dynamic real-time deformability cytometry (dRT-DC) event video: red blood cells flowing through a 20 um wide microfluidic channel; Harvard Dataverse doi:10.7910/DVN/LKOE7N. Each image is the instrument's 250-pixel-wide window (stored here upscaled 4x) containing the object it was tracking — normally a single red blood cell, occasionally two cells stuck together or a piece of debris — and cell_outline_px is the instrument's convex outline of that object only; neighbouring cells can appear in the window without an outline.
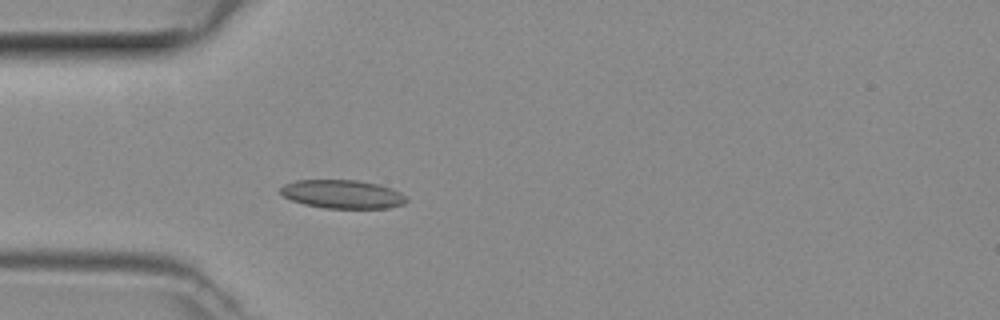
{"species": "common noctule bat (a hibernating species)", "species_latin": "Nyctalus noctula", "temperature_condition": "room temperature", "stored_images_in_passage": 43, "camera_frame_rate_fps": 3000, "um_per_image_px": 0.085, "animal": {"sex": "female", "body_mass_g": 29.2, "forearm_length_mm": 56.3}, "frame": {"image": 1, "passage_image": 8, "time_ms": 2.333, "image_size_px": [1000, 320], "cell_outline_px": [[408, 200], [404, 204], [388, 208], [324, 208], [304, 204], [292, 200], [284, 196], [280, 192], [280, 188], [284, 184], [296, 180], [356, 180], [380, 184], [392, 188], [408, 196]], "centroid_in_image_um": [29.15, 16.5], "position_along_channel_um": 55.8, "area_um2": 21.1}}
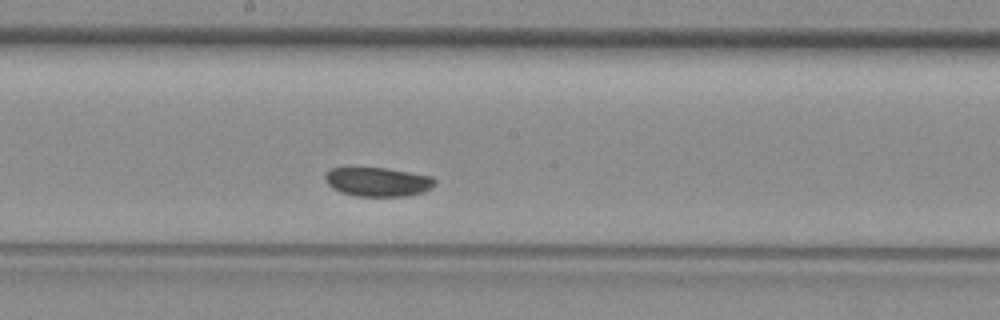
{"frame": {"image": 2, "passage_image": 20, "time_ms": 6.333, "image_size_px": [1000, 320], "cell_outline_px": [[436, 184], [424, 192], [408, 196], [356, 196], [340, 192], [332, 188], [324, 180], [324, 176], [328, 168], [388, 168], [432, 176], [436, 180]], "centroid_in_image_um": [32.11, 15.45], "position_along_channel_um": 216.1, "area_um2": 18.79}}
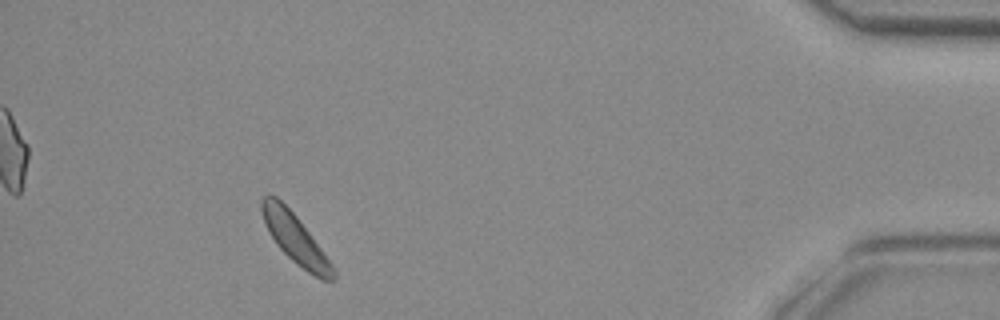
{"frame": {"image": 3, "passage_image": 39, "time_ms": 12.667, "image_size_px": [1000, 320], "cell_outline_px": [[336, 280], [324, 280], [308, 272], [296, 264], [276, 244], [264, 224], [260, 212], [260, 200], [264, 196], [276, 196], [296, 216], [332, 264], [336, 272]], "centroid_in_image_um": [25.06, 20.29], "position_along_channel_um": 410.1, "area_um2": 20.06}}